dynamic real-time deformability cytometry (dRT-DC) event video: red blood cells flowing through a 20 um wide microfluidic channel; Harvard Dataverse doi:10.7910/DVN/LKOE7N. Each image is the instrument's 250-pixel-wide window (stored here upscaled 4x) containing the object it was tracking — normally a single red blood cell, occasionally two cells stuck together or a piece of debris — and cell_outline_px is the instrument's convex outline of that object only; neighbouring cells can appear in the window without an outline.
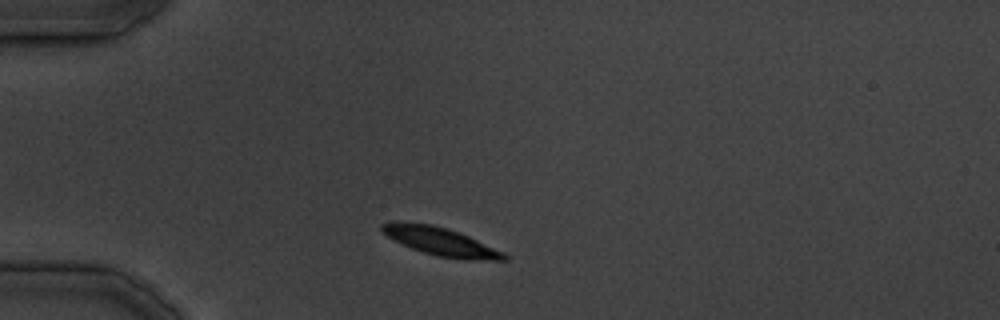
{"species": "common noctule bat (a hibernating species)", "species_latin": "Nyctalus noctula", "temperature_condition": "cold", "stored_images_in_passage": 10, "camera_frame_rate_fps": 3000, "um_per_image_px": 0.085, "animal": {"sex": "male", "body_mass_g": 19.5, "forearm_length_mm": 54.6}, "frame": {"image": 1, "passage_image": 3, "time_ms": 2.333, "image_size_px": [1000, 320], "cell_outline_px": [[508, 260], [464, 260], [436, 256], [412, 248], [380, 232], [380, 224], [392, 220], [404, 220], [432, 224], [468, 236], [504, 252], [508, 256]], "centroid_in_image_um": [37.4, 20.51], "position_along_channel_um": 47.6, "area_um2": 20.17}}